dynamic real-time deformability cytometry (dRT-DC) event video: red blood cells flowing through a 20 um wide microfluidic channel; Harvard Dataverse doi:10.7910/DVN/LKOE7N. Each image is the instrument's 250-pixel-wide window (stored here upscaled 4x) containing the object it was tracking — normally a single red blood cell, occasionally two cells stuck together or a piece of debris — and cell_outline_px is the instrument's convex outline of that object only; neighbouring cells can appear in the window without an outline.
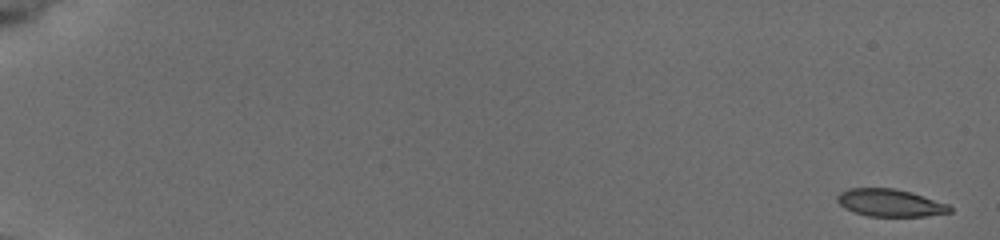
{"species": "common noctule bat (a hibernating species)", "species_latin": "Nyctalus noctula", "temperature_condition": "cold", "stored_images_in_passage": 56, "camera_frame_rate_fps": 3000, "um_per_image_px": 0.085, "animal": {"sex": "female", "body_mass_g": 19.5, "forearm_length_mm": 54.1}, "frame": {"image": 1, "passage_image": 1, "time_ms": 0.0, "image_size_px": [1000, 240], "cell_outline_px": [[952, 212], [924, 216], [868, 216], [844, 208], [836, 200], [836, 196], [840, 192], [848, 188], [892, 188], [908, 192], [948, 204], [952, 208]], "centroid_in_image_um": [75.62, 17.24], "position_along_channel_um": 9.4, "area_um2": 17.74}}
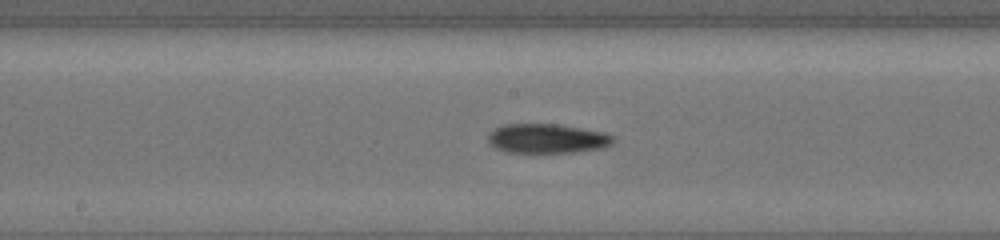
{"frame": {"image": 2, "passage_image": 32, "time_ms": 10.333, "image_size_px": [1000, 240], "cell_outline_px": [[616, 140], [612, 144], [604, 148], [576, 152], [504, 152], [488, 144], [488, 132], [504, 124], [556, 124], [604, 132], [616, 136]], "centroid_in_image_um": [46.52, 11.78], "position_along_channel_um": 201.7, "area_um2": 21.68}}
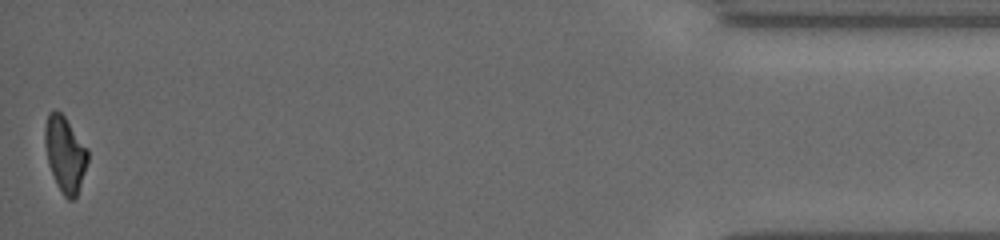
{"frame": {"image": 3, "passage_image": 56, "time_ms": 18.333, "image_size_px": [1000, 240], "cell_outline_px": [[88, 160], [76, 196], [72, 200], [68, 200], [64, 196], [56, 184], [48, 164], [44, 144], [44, 128], [48, 112], [52, 108], [56, 108], [64, 116], [88, 148]], "centroid_in_image_um": [5.5, 13.05], "position_along_channel_um": 429.7, "area_um2": 19.02}, "authors_computed_cell_mechanics": {"area_um2": 19.8543, "velocity_mm_per_s": 3.7881, "shape_relaxation_time_tau1_ms": 6.1142, "shape_relaxation_time_tau2_ms": null, "deformation_change_tau1": 0.1665, "deformation_change_tau2": null}}